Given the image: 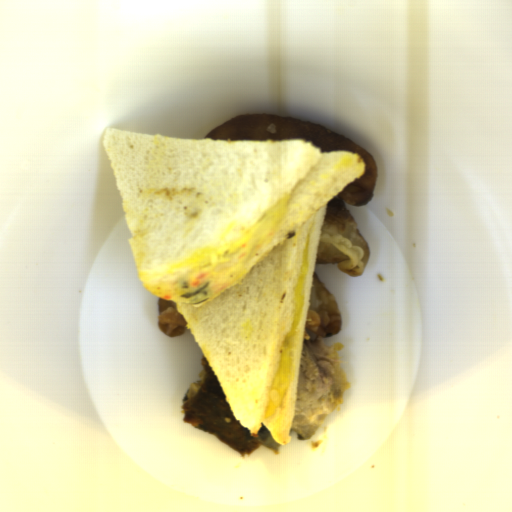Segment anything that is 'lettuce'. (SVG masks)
<instances>
[{
  "instance_id": "1",
  "label": "lettuce",
  "mask_w": 512,
  "mask_h": 512,
  "mask_svg": "<svg viewBox=\"0 0 512 512\" xmlns=\"http://www.w3.org/2000/svg\"><path fill=\"white\" fill-rule=\"evenodd\" d=\"M210 282H207L206 284H204L199 290H197L196 292H193V293H185L183 295H180L182 296L183 298H195L197 295H199L202 291H204L206 289V287L209 285Z\"/></svg>"
}]
</instances>
